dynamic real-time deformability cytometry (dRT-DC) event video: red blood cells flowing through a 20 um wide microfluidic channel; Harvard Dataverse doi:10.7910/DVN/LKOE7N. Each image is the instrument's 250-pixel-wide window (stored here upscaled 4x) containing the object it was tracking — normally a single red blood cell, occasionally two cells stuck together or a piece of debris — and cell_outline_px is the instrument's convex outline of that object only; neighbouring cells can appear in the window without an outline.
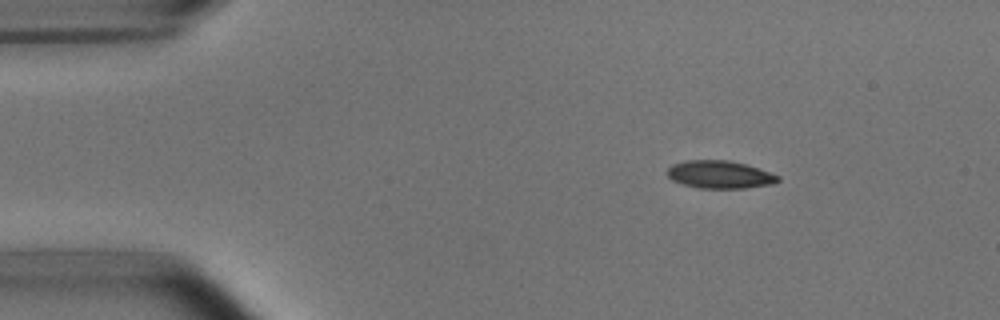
{"species": "common noctule bat (a hibernating species)", "species_latin": "Nyctalus noctula", "temperature_condition": "room temperature", "stored_images_in_passage": 3, "camera_frame_rate_fps": 3000, "um_per_image_px": 0.085, "animal": {"sex": "male", "body_mass_g": 15.6}, "frame": {"image": 1, "passage_image": 1, "time_ms": 0.0, "image_size_px": [1000, 320], "cell_outline_px": [[780, 180], [776, 184], [744, 188], [700, 188], [684, 184], [672, 180], [664, 172], [672, 164], [688, 160], [728, 160], [744, 164], [780, 176]], "centroid_in_image_um": [61.17, 14.84], "position_along_channel_um": 23.8, "area_um2": 17.86}}